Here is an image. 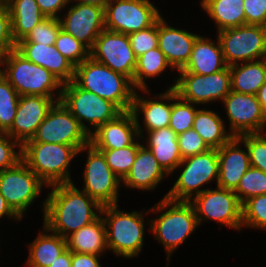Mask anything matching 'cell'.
Masks as SVG:
<instances>
[{
  "label": "cell",
  "mask_w": 266,
  "mask_h": 267,
  "mask_svg": "<svg viewBox=\"0 0 266 267\" xmlns=\"http://www.w3.org/2000/svg\"><path fill=\"white\" fill-rule=\"evenodd\" d=\"M143 215V211L129 213L119 210L118 204L103 206L101 216L106 227L108 250L124 258L137 257L144 244Z\"/></svg>",
  "instance_id": "cell-6"
},
{
  "label": "cell",
  "mask_w": 266,
  "mask_h": 267,
  "mask_svg": "<svg viewBox=\"0 0 266 267\" xmlns=\"http://www.w3.org/2000/svg\"><path fill=\"white\" fill-rule=\"evenodd\" d=\"M167 211H166V210ZM165 210V212H163ZM158 213L155 220L149 221V230L166 249L168 264L171 255L199 226L193 205L189 201H173L165 196L152 209Z\"/></svg>",
  "instance_id": "cell-3"
},
{
  "label": "cell",
  "mask_w": 266,
  "mask_h": 267,
  "mask_svg": "<svg viewBox=\"0 0 266 267\" xmlns=\"http://www.w3.org/2000/svg\"><path fill=\"white\" fill-rule=\"evenodd\" d=\"M2 75L22 95L54 98L58 88V99L62 96L63 83L50 71L26 59L16 49L1 55ZM5 66V67H4ZM54 92V93H53Z\"/></svg>",
  "instance_id": "cell-4"
},
{
  "label": "cell",
  "mask_w": 266,
  "mask_h": 267,
  "mask_svg": "<svg viewBox=\"0 0 266 267\" xmlns=\"http://www.w3.org/2000/svg\"><path fill=\"white\" fill-rule=\"evenodd\" d=\"M222 118L212 110H197L192 128L202 137L210 148L218 149L234 136L226 132Z\"/></svg>",
  "instance_id": "cell-33"
},
{
  "label": "cell",
  "mask_w": 266,
  "mask_h": 267,
  "mask_svg": "<svg viewBox=\"0 0 266 267\" xmlns=\"http://www.w3.org/2000/svg\"><path fill=\"white\" fill-rule=\"evenodd\" d=\"M48 232L43 225V231L29 244V256L26 261L28 267H49L67 249L66 238Z\"/></svg>",
  "instance_id": "cell-30"
},
{
  "label": "cell",
  "mask_w": 266,
  "mask_h": 267,
  "mask_svg": "<svg viewBox=\"0 0 266 267\" xmlns=\"http://www.w3.org/2000/svg\"><path fill=\"white\" fill-rule=\"evenodd\" d=\"M238 138L247 147L251 166L266 173V133L243 134Z\"/></svg>",
  "instance_id": "cell-41"
},
{
  "label": "cell",
  "mask_w": 266,
  "mask_h": 267,
  "mask_svg": "<svg viewBox=\"0 0 266 267\" xmlns=\"http://www.w3.org/2000/svg\"><path fill=\"white\" fill-rule=\"evenodd\" d=\"M87 151V162L83 173L82 189L101 206L117 204L122 180L110 169L103 154L91 144L78 153Z\"/></svg>",
  "instance_id": "cell-13"
},
{
  "label": "cell",
  "mask_w": 266,
  "mask_h": 267,
  "mask_svg": "<svg viewBox=\"0 0 266 267\" xmlns=\"http://www.w3.org/2000/svg\"><path fill=\"white\" fill-rule=\"evenodd\" d=\"M135 56L138 58L148 50L158 47V20L150 27L128 34Z\"/></svg>",
  "instance_id": "cell-43"
},
{
  "label": "cell",
  "mask_w": 266,
  "mask_h": 267,
  "mask_svg": "<svg viewBox=\"0 0 266 267\" xmlns=\"http://www.w3.org/2000/svg\"><path fill=\"white\" fill-rule=\"evenodd\" d=\"M55 47L75 67L90 56V50L63 29L59 31L55 41Z\"/></svg>",
  "instance_id": "cell-39"
},
{
  "label": "cell",
  "mask_w": 266,
  "mask_h": 267,
  "mask_svg": "<svg viewBox=\"0 0 266 267\" xmlns=\"http://www.w3.org/2000/svg\"><path fill=\"white\" fill-rule=\"evenodd\" d=\"M234 192L241 204L251 197L266 194V173L251 166L240 179Z\"/></svg>",
  "instance_id": "cell-38"
},
{
  "label": "cell",
  "mask_w": 266,
  "mask_h": 267,
  "mask_svg": "<svg viewBox=\"0 0 266 267\" xmlns=\"http://www.w3.org/2000/svg\"><path fill=\"white\" fill-rule=\"evenodd\" d=\"M27 142L72 145L79 151L90 144V134L59 101L49 110L34 137Z\"/></svg>",
  "instance_id": "cell-10"
},
{
  "label": "cell",
  "mask_w": 266,
  "mask_h": 267,
  "mask_svg": "<svg viewBox=\"0 0 266 267\" xmlns=\"http://www.w3.org/2000/svg\"><path fill=\"white\" fill-rule=\"evenodd\" d=\"M177 139L182 159L211 149L193 128L178 134Z\"/></svg>",
  "instance_id": "cell-45"
},
{
  "label": "cell",
  "mask_w": 266,
  "mask_h": 267,
  "mask_svg": "<svg viewBox=\"0 0 266 267\" xmlns=\"http://www.w3.org/2000/svg\"><path fill=\"white\" fill-rule=\"evenodd\" d=\"M160 17L150 0H112L104 8L105 29L127 35L152 26Z\"/></svg>",
  "instance_id": "cell-15"
},
{
  "label": "cell",
  "mask_w": 266,
  "mask_h": 267,
  "mask_svg": "<svg viewBox=\"0 0 266 267\" xmlns=\"http://www.w3.org/2000/svg\"><path fill=\"white\" fill-rule=\"evenodd\" d=\"M67 248L71 252L101 255L108 250L106 227L103 217L66 237Z\"/></svg>",
  "instance_id": "cell-28"
},
{
  "label": "cell",
  "mask_w": 266,
  "mask_h": 267,
  "mask_svg": "<svg viewBox=\"0 0 266 267\" xmlns=\"http://www.w3.org/2000/svg\"><path fill=\"white\" fill-rule=\"evenodd\" d=\"M59 18L61 28L84 44L89 50L105 29L104 8L97 5L77 3Z\"/></svg>",
  "instance_id": "cell-18"
},
{
  "label": "cell",
  "mask_w": 266,
  "mask_h": 267,
  "mask_svg": "<svg viewBox=\"0 0 266 267\" xmlns=\"http://www.w3.org/2000/svg\"><path fill=\"white\" fill-rule=\"evenodd\" d=\"M72 252L67 248L49 267H71Z\"/></svg>",
  "instance_id": "cell-50"
},
{
  "label": "cell",
  "mask_w": 266,
  "mask_h": 267,
  "mask_svg": "<svg viewBox=\"0 0 266 267\" xmlns=\"http://www.w3.org/2000/svg\"><path fill=\"white\" fill-rule=\"evenodd\" d=\"M256 96L263 113L266 115V82L259 88Z\"/></svg>",
  "instance_id": "cell-52"
},
{
  "label": "cell",
  "mask_w": 266,
  "mask_h": 267,
  "mask_svg": "<svg viewBox=\"0 0 266 267\" xmlns=\"http://www.w3.org/2000/svg\"><path fill=\"white\" fill-rule=\"evenodd\" d=\"M227 66L266 58V27L245 24L218 32Z\"/></svg>",
  "instance_id": "cell-9"
},
{
  "label": "cell",
  "mask_w": 266,
  "mask_h": 267,
  "mask_svg": "<svg viewBox=\"0 0 266 267\" xmlns=\"http://www.w3.org/2000/svg\"><path fill=\"white\" fill-rule=\"evenodd\" d=\"M242 226L266 230V194L251 197L242 204Z\"/></svg>",
  "instance_id": "cell-40"
},
{
  "label": "cell",
  "mask_w": 266,
  "mask_h": 267,
  "mask_svg": "<svg viewBox=\"0 0 266 267\" xmlns=\"http://www.w3.org/2000/svg\"><path fill=\"white\" fill-rule=\"evenodd\" d=\"M78 150L72 145L26 142L22 145V161L46 184L73 182L69 166Z\"/></svg>",
  "instance_id": "cell-5"
},
{
  "label": "cell",
  "mask_w": 266,
  "mask_h": 267,
  "mask_svg": "<svg viewBox=\"0 0 266 267\" xmlns=\"http://www.w3.org/2000/svg\"><path fill=\"white\" fill-rule=\"evenodd\" d=\"M46 184L21 160L16 166L0 171V193L20 217L39 197Z\"/></svg>",
  "instance_id": "cell-12"
},
{
  "label": "cell",
  "mask_w": 266,
  "mask_h": 267,
  "mask_svg": "<svg viewBox=\"0 0 266 267\" xmlns=\"http://www.w3.org/2000/svg\"><path fill=\"white\" fill-rule=\"evenodd\" d=\"M222 103L225 105L230 123L229 132L234 137L264 132L266 115L263 113L256 95L231 90Z\"/></svg>",
  "instance_id": "cell-17"
},
{
  "label": "cell",
  "mask_w": 266,
  "mask_h": 267,
  "mask_svg": "<svg viewBox=\"0 0 266 267\" xmlns=\"http://www.w3.org/2000/svg\"><path fill=\"white\" fill-rule=\"evenodd\" d=\"M165 175L169 176L158 164L151 150L142 143L131 170L122 183L130 189L154 190Z\"/></svg>",
  "instance_id": "cell-24"
},
{
  "label": "cell",
  "mask_w": 266,
  "mask_h": 267,
  "mask_svg": "<svg viewBox=\"0 0 266 267\" xmlns=\"http://www.w3.org/2000/svg\"><path fill=\"white\" fill-rule=\"evenodd\" d=\"M60 101L89 134L93 131L85 125L86 121L95 131L122 113L111 101L79 88L73 81L63 84Z\"/></svg>",
  "instance_id": "cell-7"
},
{
  "label": "cell",
  "mask_w": 266,
  "mask_h": 267,
  "mask_svg": "<svg viewBox=\"0 0 266 267\" xmlns=\"http://www.w3.org/2000/svg\"><path fill=\"white\" fill-rule=\"evenodd\" d=\"M31 62L44 67L63 84L73 81L75 66L55 47L35 42H17L15 48Z\"/></svg>",
  "instance_id": "cell-23"
},
{
  "label": "cell",
  "mask_w": 266,
  "mask_h": 267,
  "mask_svg": "<svg viewBox=\"0 0 266 267\" xmlns=\"http://www.w3.org/2000/svg\"><path fill=\"white\" fill-rule=\"evenodd\" d=\"M10 12L12 36L15 43L24 39L46 16L36 0H3Z\"/></svg>",
  "instance_id": "cell-29"
},
{
  "label": "cell",
  "mask_w": 266,
  "mask_h": 267,
  "mask_svg": "<svg viewBox=\"0 0 266 267\" xmlns=\"http://www.w3.org/2000/svg\"><path fill=\"white\" fill-rule=\"evenodd\" d=\"M227 64L224 60L219 40L214 43L209 38L198 36L186 66L178 73H196L209 75L224 70Z\"/></svg>",
  "instance_id": "cell-26"
},
{
  "label": "cell",
  "mask_w": 266,
  "mask_h": 267,
  "mask_svg": "<svg viewBox=\"0 0 266 267\" xmlns=\"http://www.w3.org/2000/svg\"><path fill=\"white\" fill-rule=\"evenodd\" d=\"M15 147L19 148L15 151ZM22 160V145L6 132H0V171L16 166Z\"/></svg>",
  "instance_id": "cell-44"
},
{
  "label": "cell",
  "mask_w": 266,
  "mask_h": 267,
  "mask_svg": "<svg viewBox=\"0 0 266 267\" xmlns=\"http://www.w3.org/2000/svg\"><path fill=\"white\" fill-rule=\"evenodd\" d=\"M3 216H7L10 219H16V221H20V217L11 209V207L7 204L6 199L0 193V218Z\"/></svg>",
  "instance_id": "cell-51"
},
{
  "label": "cell",
  "mask_w": 266,
  "mask_h": 267,
  "mask_svg": "<svg viewBox=\"0 0 266 267\" xmlns=\"http://www.w3.org/2000/svg\"><path fill=\"white\" fill-rule=\"evenodd\" d=\"M36 2L46 17L59 19L58 13L64 10L63 8L70 3V0H36Z\"/></svg>",
  "instance_id": "cell-48"
},
{
  "label": "cell",
  "mask_w": 266,
  "mask_h": 267,
  "mask_svg": "<svg viewBox=\"0 0 266 267\" xmlns=\"http://www.w3.org/2000/svg\"><path fill=\"white\" fill-rule=\"evenodd\" d=\"M172 88L170 86L166 92L155 95L157 98H147L138 95L135 92L131 112L135 119L139 118V114H143V123L146 133L160 128L169 127L172 112ZM165 101V102H164Z\"/></svg>",
  "instance_id": "cell-25"
},
{
  "label": "cell",
  "mask_w": 266,
  "mask_h": 267,
  "mask_svg": "<svg viewBox=\"0 0 266 267\" xmlns=\"http://www.w3.org/2000/svg\"><path fill=\"white\" fill-rule=\"evenodd\" d=\"M59 101L44 96H20L13 125L6 133L23 145L34 137L49 110Z\"/></svg>",
  "instance_id": "cell-20"
},
{
  "label": "cell",
  "mask_w": 266,
  "mask_h": 267,
  "mask_svg": "<svg viewBox=\"0 0 266 267\" xmlns=\"http://www.w3.org/2000/svg\"><path fill=\"white\" fill-rule=\"evenodd\" d=\"M231 90L256 95L266 82V58L229 66Z\"/></svg>",
  "instance_id": "cell-31"
},
{
  "label": "cell",
  "mask_w": 266,
  "mask_h": 267,
  "mask_svg": "<svg viewBox=\"0 0 266 267\" xmlns=\"http://www.w3.org/2000/svg\"><path fill=\"white\" fill-rule=\"evenodd\" d=\"M246 24L266 27V0H244Z\"/></svg>",
  "instance_id": "cell-47"
},
{
  "label": "cell",
  "mask_w": 266,
  "mask_h": 267,
  "mask_svg": "<svg viewBox=\"0 0 266 267\" xmlns=\"http://www.w3.org/2000/svg\"><path fill=\"white\" fill-rule=\"evenodd\" d=\"M100 256L102 255L72 252L71 267H102Z\"/></svg>",
  "instance_id": "cell-49"
},
{
  "label": "cell",
  "mask_w": 266,
  "mask_h": 267,
  "mask_svg": "<svg viewBox=\"0 0 266 267\" xmlns=\"http://www.w3.org/2000/svg\"><path fill=\"white\" fill-rule=\"evenodd\" d=\"M90 57L133 81L137 57L127 34L104 29L90 50Z\"/></svg>",
  "instance_id": "cell-16"
},
{
  "label": "cell",
  "mask_w": 266,
  "mask_h": 267,
  "mask_svg": "<svg viewBox=\"0 0 266 267\" xmlns=\"http://www.w3.org/2000/svg\"><path fill=\"white\" fill-rule=\"evenodd\" d=\"M200 3L216 23L218 32L246 24L244 0H201Z\"/></svg>",
  "instance_id": "cell-32"
},
{
  "label": "cell",
  "mask_w": 266,
  "mask_h": 267,
  "mask_svg": "<svg viewBox=\"0 0 266 267\" xmlns=\"http://www.w3.org/2000/svg\"><path fill=\"white\" fill-rule=\"evenodd\" d=\"M139 119L131 111L122 112L114 120L99 126L90 134V144L97 150L121 149L132 145L138 138L143 139Z\"/></svg>",
  "instance_id": "cell-19"
},
{
  "label": "cell",
  "mask_w": 266,
  "mask_h": 267,
  "mask_svg": "<svg viewBox=\"0 0 266 267\" xmlns=\"http://www.w3.org/2000/svg\"><path fill=\"white\" fill-rule=\"evenodd\" d=\"M216 189H205L194 196L189 202L193 205L198 225L204 220H213L241 230L242 228V204L236 193L216 186Z\"/></svg>",
  "instance_id": "cell-11"
},
{
  "label": "cell",
  "mask_w": 266,
  "mask_h": 267,
  "mask_svg": "<svg viewBox=\"0 0 266 267\" xmlns=\"http://www.w3.org/2000/svg\"><path fill=\"white\" fill-rule=\"evenodd\" d=\"M61 29V23L58 18L46 17L35 25L32 31L19 42H35L46 45H55V41Z\"/></svg>",
  "instance_id": "cell-42"
},
{
  "label": "cell",
  "mask_w": 266,
  "mask_h": 267,
  "mask_svg": "<svg viewBox=\"0 0 266 267\" xmlns=\"http://www.w3.org/2000/svg\"><path fill=\"white\" fill-rule=\"evenodd\" d=\"M83 3V4H91L97 5L105 8L112 0H70V3Z\"/></svg>",
  "instance_id": "cell-53"
},
{
  "label": "cell",
  "mask_w": 266,
  "mask_h": 267,
  "mask_svg": "<svg viewBox=\"0 0 266 267\" xmlns=\"http://www.w3.org/2000/svg\"><path fill=\"white\" fill-rule=\"evenodd\" d=\"M198 34L168 25L163 17L158 19V47L171 67L183 69L189 61Z\"/></svg>",
  "instance_id": "cell-22"
},
{
  "label": "cell",
  "mask_w": 266,
  "mask_h": 267,
  "mask_svg": "<svg viewBox=\"0 0 266 267\" xmlns=\"http://www.w3.org/2000/svg\"><path fill=\"white\" fill-rule=\"evenodd\" d=\"M19 97L18 92L0 72V132H7L12 127Z\"/></svg>",
  "instance_id": "cell-35"
},
{
  "label": "cell",
  "mask_w": 266,
  "mask_h": 267,
  "mask_svg": "<svg viewBox=\"0 0 266 267\" xmlns=\"http://www.w3.org/2000/svg\"><path fill=\"white\" fill-rule=\"evenodd\" d=\"M15 48L10 12L6 3L0 0V53L4 54Z\"/></svg>",
  "instance_id": "cell-46"
},
{
  "label": "cell",
  "mask_w": 266,
  "mask_h": 267,
  "mask_svg": "<svg viewBox=\"0 0 266 267\" xmlns=\"http://www.w3.org/2000/svg\"><path fill=\"white\" fill-rule=\"evenodd\" d=\"M73 82L79 88L111 101L122 112L131 111L136 92L132 81L92 57L75 67Z\"/></svg>",
  "instance_id": "cell-2"
},
{
  "label": "cell",
  "mask_w": 266,
  "mask_h": 267,
  "mask_svg": "<svg viewBox=\"0 0 266 267\" xmlns=\"http://www.w3.org/2000/svg\"><path fill=\"white\" fill-rule=\"evenodd\" d=\"M173 88L184 101L194 105L208 104L223 100L231 91V74L227 66L224 70L209 74L179 73Z\"/></svg>",
  "instance_id": "cell-14"
},
{
  "label": "cell",
  "mask_w": 266,
  "mask_h": 267,
  "mask_svg": "<svg viewBox=\"0 0 266 267\" xmlns=\"http://www.w3.org/2000/svg\"><path fill=\"white\" fill-rule=\"evenodd\" d=\"M197 110L193 103L181 99L172 88V112L169 127L173 132L178 135L192 129Z\"/></svg>",
  "instance_id": "cell-37"
},
{
  "label": "cell",
  "mask_w": 266,
  "mask_h": 267,
  "mask_svg": "<svg viewBox=\"0 0 266 267\" xmlns=\"http://www.w3.org/2000/svg\"><path fill=\"white\" fill-rule=\"evenodd\" d=\"M140 145L137 139V142L125 148L99 151L103 154L110 169L123 180L131 170Z\"/></svg>",
  "instance_id": "cell-36"
},
{
  "label": "cell",
  "mask_w": 266,
  "mask_h": 267,
  "mask_svg": "<svg viewBox=\"0 0 266 267\" xmlns=\"http://www.w3.org/2000/svg\"><path fill=\"white\" fill-rule=\"evenodd\" d=\"M179 167L184 169L165 197L173 201H190L193 196L205 190L200 188L204 184L214 179L218 181L217 149L211 148L206 152L186 157L176 170Z\"/></svg>",
  "instance_id": "cell-8"
},
{
  "label": "cell",
  "mask_w": 266,
  "mask_h": 267,
  "mask_svg": "<svg viewBox=\"0 0 266 267\" xmlns=\"http://www.w3.org/2000/svg\"><path fill=\"white\" fill-rule=\"evenodd\" d=\"M50 187L52 190L43 202V225L50 233L66 238L101 216L103 206L73 182Z\"/></svg>",
  "instance_id": "cell-1"
},
{
  "label": "cell",
  "mask_w": 266,
  "mask_h": 267,
  "mask_svg": "<svg viewBox=\"0 0 266 267\" xmlns=\"http://www.w3.org/2000/svg\"><path fill=\"white\" fill-rule=\"evenodd\" d=\"M240 144L241 140L233 137L228 143L217 149L219 172L216 185L218 187L235 191L240 179L251 167L247 147L242 143L245 147L242 149L239 147Z\"/></svg>",
  "instance_id": "cell-21"
},
{
  "label": "cell",
  "mask_w": 266,
  "mask_h": 267,
  "mask_svg": "<svg viewBox=\"0 0 266 267\" xmlns=\"http://www.w3.org/2000/svg\"><path fill=\"white\" fill-rule=\"evenodd\" d=\"M146 147L151 150L158 164L170 175L183 160L177 134L170 127L160 128L146 133Z\"/></svg>",
  "instance_id": "cell-27"
},
{
  "label": "cell",
  "mask_w": 266,
  "mask_h": 267,
  "mask_svg": "<svg viewBox=\"0 0 266 267\" xmlns=\"http://www.w3.org/2000/svg\"><path fill=\"white\" fill-rule=\"evenodd\" d=\"M168 67L173 69L159 47L148 50L146 53L137 58V64L132 81L134 88L139 91L141 90L142 92L144 91L143 93L145 94H150V89L146 84V79L159 76Z\"/></svg>",
  "instance_id": "cell-34"
}]
</instances>
